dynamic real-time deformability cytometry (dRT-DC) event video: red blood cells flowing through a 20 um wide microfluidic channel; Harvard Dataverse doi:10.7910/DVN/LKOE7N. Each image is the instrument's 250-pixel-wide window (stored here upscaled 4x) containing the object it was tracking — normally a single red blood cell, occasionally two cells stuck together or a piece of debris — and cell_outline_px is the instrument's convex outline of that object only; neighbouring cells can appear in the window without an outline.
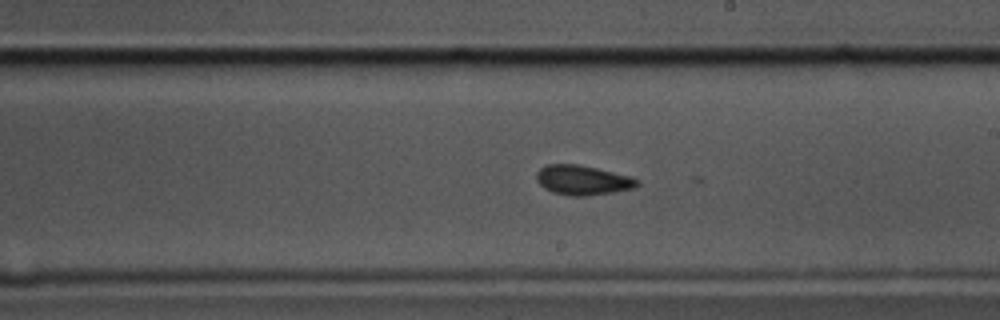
{"species": "common noctule bat (a hibernating species)", "species_latin": "Nyctalus noctula", "temperature_condition": "cold", "stored_images_in_passage": 59, "camera_frame_rate_fps": 3000, "um_per_image_px": 0.085, "animal": {"sex": "male", "body_mass_g": 17.5, "forearm_length_mm": 52.3}, "frame": {"image": 1, "passage_image": 34, "time_ms": 11.0, "image_size_px": [1000, 320], "cell_outline_px": [[640, 184], [636, 188], [612, 192], [584, 196], [568, 196], [552, 192], [544, 188], [536, 180], [536, 172], [540, 168], [548, 164], [576, 164], [596, 168], [632, 176], [640, 180]], "centroid_in_image_um": [49.54, 15.31], "position_along_channel_um": 239.5, "area_um2": 17.57}}
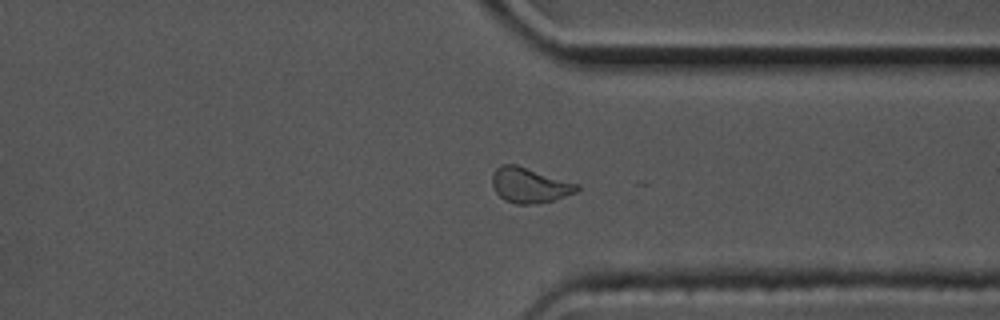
{"frame": {"image": 2, "passage_image": 45, "time_ms": 14.667, "image_size_px": [1000, 320], "cell_outline_px": [[580, 188], [576, 192], [556, 200], [532, 204], [516, 204], [504, 200], [496, 192], [492, 184], [492, 176], [496, 168], [500, 164], [516, 164], [580, 184]], "centroid_in_image_um": [45.03, 15.74], "position_along_channel_um": 366.4, "area_um2": 17.51}}
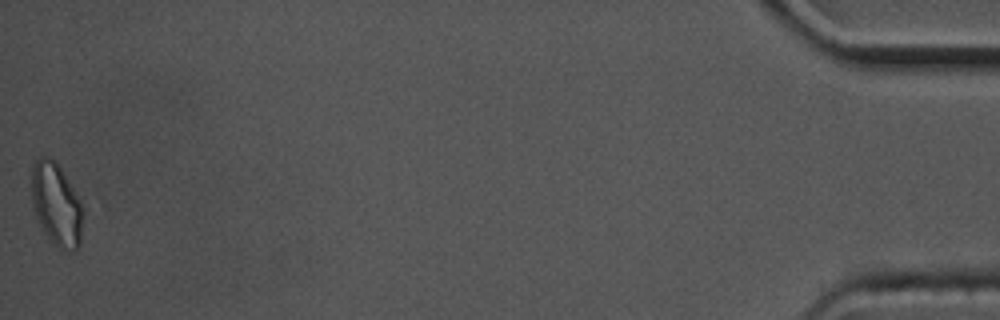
{"frame": {"image": 3, "passage_image": 59, "time_ms": 19.333, "image_size_px": [1000, 320], "cell_outline_px": [[84, 216], [80, 244], [76, 248], [64, 252], [44, 232], [36, 216], [32, 204], [32, 164], [40, 156], [48, 156], [60, 168], [80, 200]], "centroid_in_image_um": [4.8, 17.38], "position_along_channel_um": 430.4, "area_um2": 24.51}, "authors_computed_cell_mechanics": {"area_um2": 17.1088, "velocity_mm_per_s": 3.4692, "shape_relaxation_time_tau1_ms": null, "shape_relaxation_time_tau2_ms": 2.6706, "deformation_change_tau1": null, "deformation_change_tau2": 0.0464}}